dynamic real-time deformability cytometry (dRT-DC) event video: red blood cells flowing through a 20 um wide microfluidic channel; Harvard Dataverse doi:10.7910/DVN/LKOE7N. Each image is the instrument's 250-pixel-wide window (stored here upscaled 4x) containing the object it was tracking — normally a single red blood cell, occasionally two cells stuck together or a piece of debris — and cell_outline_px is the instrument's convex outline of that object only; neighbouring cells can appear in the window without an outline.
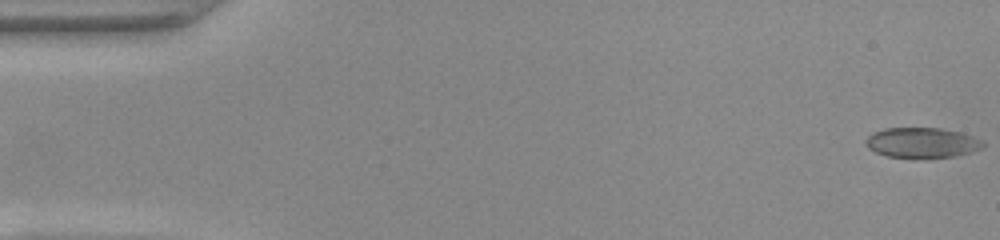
{"species": "common noctule bat (a hibernating species)", "species_latin": "Nyctalus noctula", "temperature_condition": "warm", "stored_images_in_passage": 52, "camera_frame_rate_fps": 3000, "um_per_image_px": 0.085, "animal": {"sex": "female", "body_mass_g": 22.0, "forearm_length_mm": 56.7}, "frame": {"image": 1, "passage_image": 1, "time_ms": 0.0, "image_size_px": [1000, 240], "cell_outline_px": [[984, 144], [980, 148], [972, 152], [956, 156], [920, 160], [916, 160], [888, 156], [876, 152], [868, 148], [864, 144], [864, 140], [872, 132], [884, 128], [940, 128], [960, 132], [972, 136], [980, 140]], "centroid_in_image_um": [78.32, 12.16], "position_along_channel_um": 6.7, "area_um2": 21.21}}
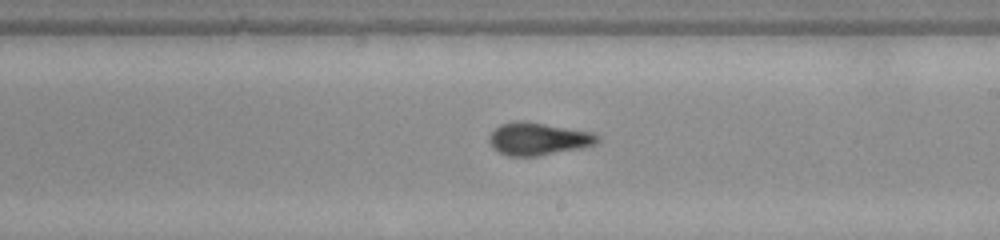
{"frame": {"image": 2, "passage_image": 30, "time_ms": 9.667, "image_size_px": [1000, 240], "cell_outline_px": [[600, 140], [596, 144], [584, 148], [536, 156], [508, 156], [492, 148], [488, 140], [488, 136], [500, 124], [520, 120], [524, 120], [592, 132], [600, 136]], "centroid_in_image_um": [45.76, 11.8], "position_along_channel_um": 243.2, "area_um2": 20.75}}
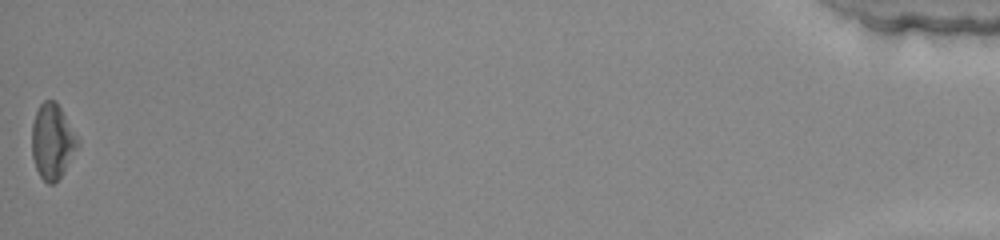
{"frame": {"image": 3, "passage_image": 52, "time_ms": 17.0, "image_size_px": [1000, 240], "cell_outline_px": [[80, 144], [60, 176], [52, 184], [48, 184], [40, 176], [36, 168], [32, 156], [32, 124], [36, 112], [40, 104], [44, 100], [56, 100], [80, 140]], "centroid_in_image_um": [4.45, 11.98], "position_along_channel_um": 430.7, "area_um2": 19.94}, "authors_computed_cell_mechanics": {"area_um2": 20.1722, "velocity_mm_per_s": 3.95, "shape_relaxation_time_tau1_ms": 9.5108, "shape_relaxation_time_tau2_ms": 1.964, "deformation_change_tau1": 0.2195, "deformation_change_tau2": 0.061}}